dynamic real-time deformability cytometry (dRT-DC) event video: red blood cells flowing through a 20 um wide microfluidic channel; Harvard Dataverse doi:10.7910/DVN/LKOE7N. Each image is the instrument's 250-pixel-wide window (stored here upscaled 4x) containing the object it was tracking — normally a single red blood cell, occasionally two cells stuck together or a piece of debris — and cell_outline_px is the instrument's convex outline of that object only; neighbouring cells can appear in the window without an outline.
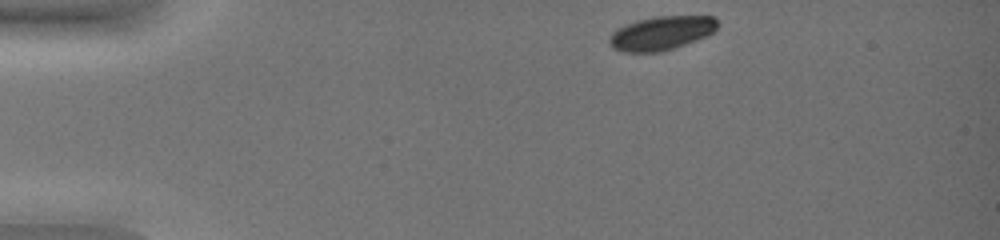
{"species": "common noctule bat (a hibernating species)", "species_latin": "Nyctalus noctula", "temperature_condition": "warm", "stored_images_in_passage": 41, "camera_frame_rate_fps": 3000, "um_per_image_px": 0.085, "animal": {"sex": "female", "body_mass_g": 19.0, "forearm_length_mm": 51.5}, "frame": {"image": 1, "passage_image": 1, "time_ms": 0.0, "image_size_px": [1000, 240], "cell_outline_px": [[720, 24], [708, 36], [664, 52], [624, 52], [612, 48], [608, 40], [612, 32], [636, 20], [656, 16], [712, 16]], "centroid_in_image_um": [56.24, 2.82], "position_along_channel_um": 28.8, "area_um2": 21.44}}
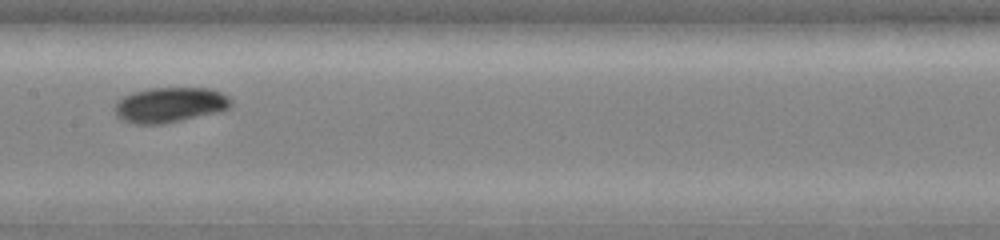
{"frame": {"image": 2, "passage_image": 20, "time_ms": 6.333, "image_size_px": [1000, 240], "cell_outline_px": [[232, 104], [228, 108], [220, 112], [164, 124], [132, 124], [120, 120], [116, 116], [116, 100], [132, 92], [148, 88], [208, 88], [220, 92], [228, 96], [232, 100]], "centroid_in_image_um": [14.43, 8.92], "position_along_channel_um": 193.0, "area_um2": 24.1}}
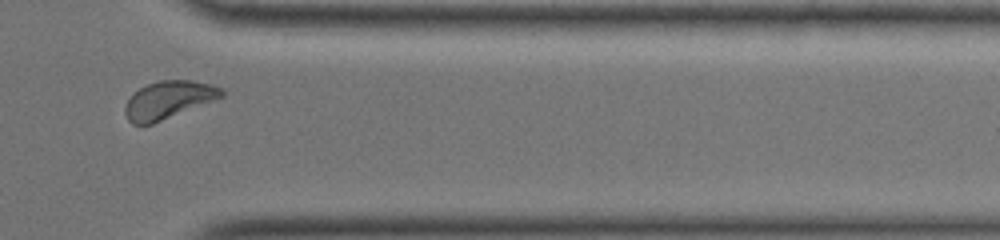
{"frame": {"image": 3, "passage_image": 36, "time_ms": 11.667, "image_size_px": [1000, 240], "cell_outline_px": [[224, 96], [152, 124], [132, 124], [128, 120], [124, 112], [124, 108], [132, 92], [148, 84], [160, 80], [192, 80], [212, 84], [224, 88]], "centroid_in_image_um": [14.32, 8.47], "position_along_channel_um": 397.1, "area_um2": 21.15}, "authors_computed_cell_mechanics": {"area_um2": 22.6576, "velocity_mm_per_s": 3.824, "shape_relaxation_time_tau1_ms": 1.3895, "shape_relaxation_time_tau2_ms": null, "deformation_change_tau1": 0.0781, "deformation_change_tau2": null}}